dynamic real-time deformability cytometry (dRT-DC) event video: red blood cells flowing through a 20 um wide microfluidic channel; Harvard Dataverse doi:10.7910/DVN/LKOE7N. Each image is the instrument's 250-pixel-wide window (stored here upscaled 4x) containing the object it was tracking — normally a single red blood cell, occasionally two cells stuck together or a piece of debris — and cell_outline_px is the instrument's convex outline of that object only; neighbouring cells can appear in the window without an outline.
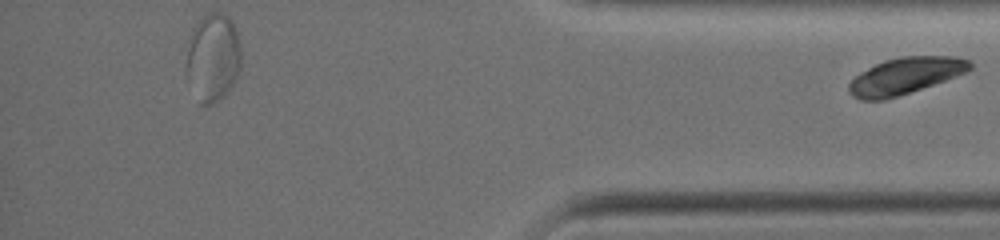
{"species": "common noctule bat (a hibernating species)", "species_latin": "Nyctalus noctula", "temperature_condition": "warm", "stored_images_in_passage": 40, "segment_of_instrument_passage": [2, 2], "camera_frame_rate_fps": 3000, "um_per_image_px": 0.085, "animal": {"sex": "female", "body_mass_g": 19.0, "forearm_length_mm": 51.5}, "frame": {"image": 1, "passage_image": 40, "time_ms": 13.0, "image_size_px": [1000, 240], "cell_outline_px": [[972, 68], [968, 72], [884, 100], [860, 100], [852, 96], [848, 88], [848, 84], [860, 72], [884, 60], [900, 56], [956, 56], [968, 60], [972, 64]], "centroid_in_image_um": [76.94, 6.43], "position_along_channel_um": 358.3, "area_um2": 25.49}}